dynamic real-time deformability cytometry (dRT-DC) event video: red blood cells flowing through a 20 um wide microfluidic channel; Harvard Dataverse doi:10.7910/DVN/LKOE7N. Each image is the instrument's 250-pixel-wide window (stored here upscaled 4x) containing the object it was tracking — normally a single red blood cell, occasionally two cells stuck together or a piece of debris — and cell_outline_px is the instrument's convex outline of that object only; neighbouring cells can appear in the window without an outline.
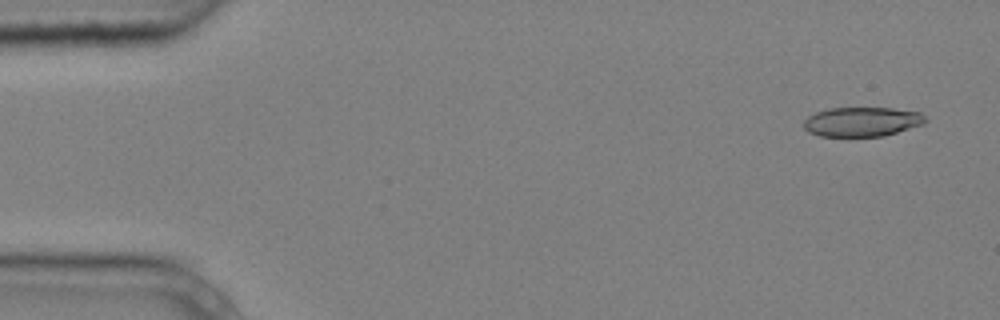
{"species": "common noctule bat (a hibernating species)", "species_latin": "Nyctalus noctula", "temperature_condition": "cold", "stored_images_in_passage": 9, "camera_frame_rate_fps": 3000, "um_per_image_px": 0.085, "animal": {"sex": "male", "body_mass_g": 20.4}, "frame": {"image": 1, "passage_image": 1, "time_ms": 0.0, "image_size_px": [1000, 320], "cell_outline_px": [[928, 120], [924, 124], [884, 136], [820, 136], [808, 132], [804, 128], [804, 120], [808, 116], [816, 112], [828, 108], [892, 108], [920, 112]], "centroid_in_image_um": [73.27, 10.35], "position_along_channel_um": 11.7, "area_um2": 20.92}}
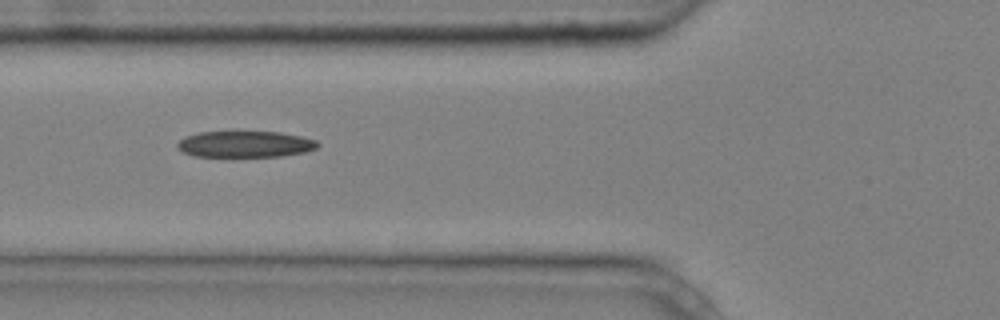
{"frame": {"image": 2, "passage_image": 6, "time_ms": 1.667, "image_size_px": [1000, 320], "cell_outline_px": [[320, 144], [316, 148], [304, 152], [280, 156], [196, 156], [184, 152], [176, 148], [176, 144], [184, 136], [200, 132], [280, 132], [300, 136], [316, 140]], "centroid_in_image_um": [20.82, 12.25], "position_along_channel_um": 105.0, "area_um2": 21.33}}